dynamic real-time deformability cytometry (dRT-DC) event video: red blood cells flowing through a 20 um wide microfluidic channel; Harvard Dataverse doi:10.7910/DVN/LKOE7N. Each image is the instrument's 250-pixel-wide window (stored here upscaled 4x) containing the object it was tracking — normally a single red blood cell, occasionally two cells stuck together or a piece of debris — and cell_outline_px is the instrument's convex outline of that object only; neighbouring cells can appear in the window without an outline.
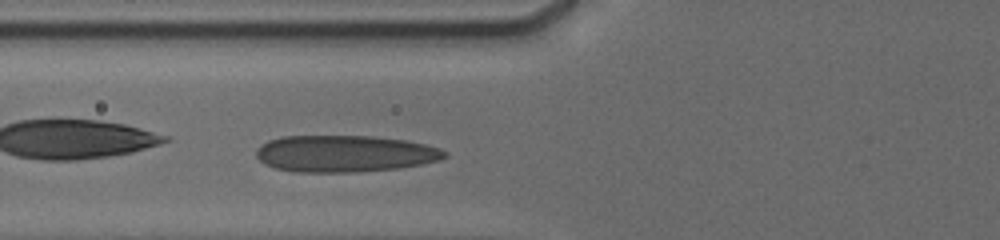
{"species": "human", "species_latin": "Homo sapiens", "temperature_condition": "cold", "stored_images_in_passage": 10, "camera_frame_rate_fps": 3000, "um_per_image_px": 0.085, "donor": {"sex": "male"}, "frame": {"image": 1, "passage_image": 7, "time_ms": 2.333, "image_size_px": [1000, 240], "cell_outline_px": [[448, 156], [436, 160], [420, 164], [396, 168], [352, 172], [296, 172], [276, 168], [264, 164], [256, 156], [256, 148], [260, 144], [268, 140], [280, 136], [372, 136], [408, 140], [440, 148], [448, 152]], "centroid_in_image_um": [29.26, 13.05], "position_along_channel_um": 96.5, "area_um2": 40.4}}